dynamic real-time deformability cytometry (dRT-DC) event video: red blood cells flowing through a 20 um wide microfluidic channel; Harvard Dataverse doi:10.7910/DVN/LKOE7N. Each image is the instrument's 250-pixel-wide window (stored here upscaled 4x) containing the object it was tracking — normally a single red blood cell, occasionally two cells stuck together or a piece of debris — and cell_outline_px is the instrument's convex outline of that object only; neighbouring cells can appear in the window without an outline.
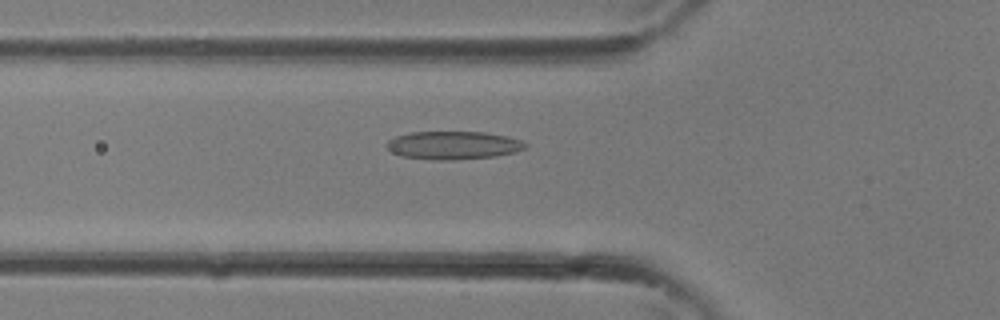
{"species": "common noctule bat (a hibernating species)", "species_latin": "Nyctalus noctula", "temperature_condition": "room temperature", "stored_images_in_passage": 34, "camera_frame_rate_fps": 3000, "um_per_image_px": 0.085, "animal": {"sex": "female"}, "frame": {"image": 1, "passage_image": 12, "time_ms": 3.667, "image_size_px": [1000, 320], "cell_outline_px": [[528, 144], [524, 148], [516, 152], [496, 156], [452, 160], [432, 160], [400, 156], [392, 152], [384, 144], [388, 140], [396, 136], [408, 132], [484, 132], [508, 136], [520, 140]], "centroid_in_image_um": [38.5, 12.35], "position_along_channel_um": 87.3, "area_um2": 22.89}}
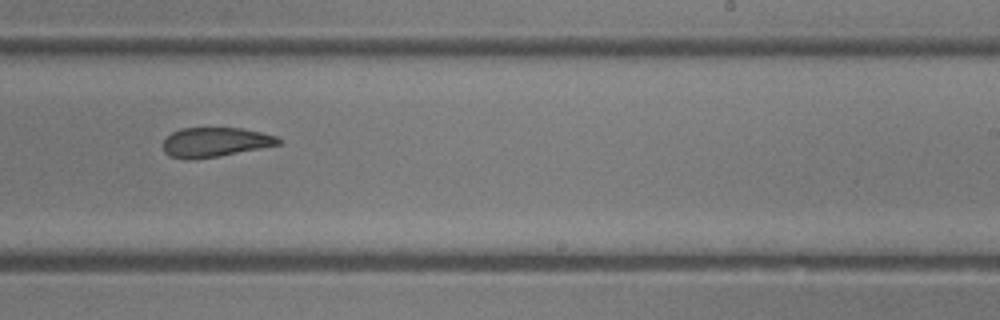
{"frame": {"image": 2, "passage_image": 21, "time_ms": 6.667, "image_size_px": [1000, 320], "cell_outline_px": [[280, 144], [220, 156], [188, 160], [172, 156], [164, 152], [164, 140], [172, 132], [180, 128], [240, 128], [260, 132], [276, 136], [280, 140]], "centroid_in_image_um": [18.27, 12.08], "position_along_channel_um": 270.7, "area_um2": 19.59}}
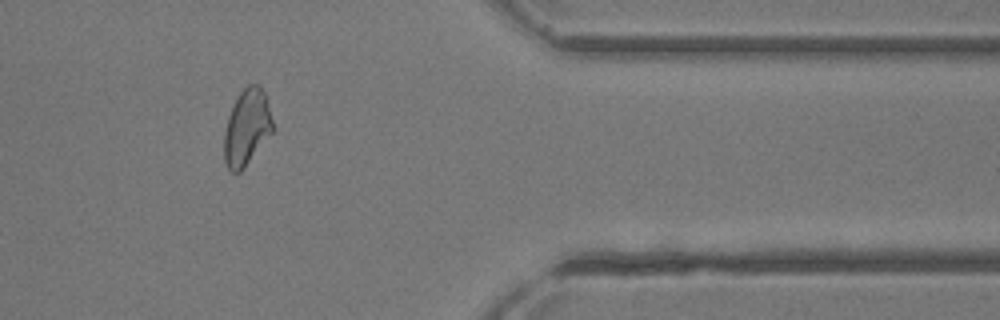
{"frame": {"image": 3, "passage_image": 28, "time_ms": 9.0, "image_size_px": [1000, 320], "cell_outline_px": [[272, 132], [240, 172], [232, 172], [228, 168], [224, 160], [224, 132], [228, 116], [240, 92], [248, 84], [260, 84], [264, 92], [272, 120]], "centroid_in_image_um": [20.96, 10.82], "position_along_channel_um": 390.4, "area_um2": 21.1}}